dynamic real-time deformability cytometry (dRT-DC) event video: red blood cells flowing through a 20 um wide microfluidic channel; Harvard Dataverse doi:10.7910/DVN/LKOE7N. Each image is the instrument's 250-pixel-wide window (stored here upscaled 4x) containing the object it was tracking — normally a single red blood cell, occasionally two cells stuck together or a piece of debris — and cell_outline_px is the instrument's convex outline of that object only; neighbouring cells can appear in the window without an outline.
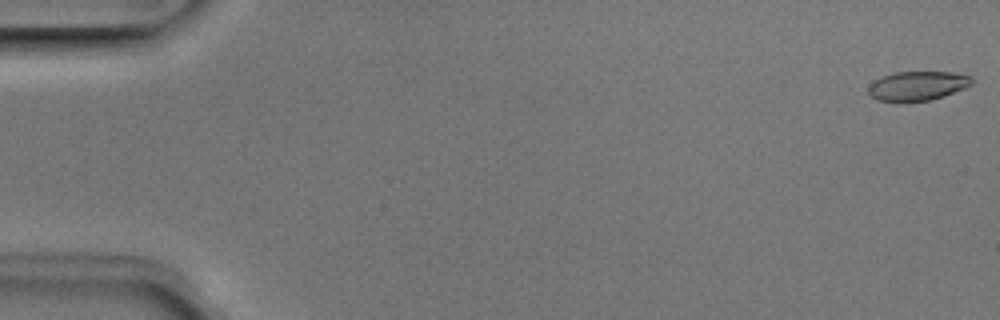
{"species": "Egyptian fruit bat (a non-hibernating species)", "species_latin": "Rousettus aegyptiacus", "temperature_condition": "room temperature", "stored_images_in_passage": 12, "camera_frame_rate_fps": 3000, "um_per_image_px": 0.085, "animal": {"sex": "male"}, "frame": {"image": 1, "passage_image": 1, "time_ms": 0.0, "image_size_px": [1000, 320], "cell_outline_px": [[972, 84], [964, 88], [928, 100], [876, 100], [868, 92], [868, 84], [892, 72], [952, 72], [972, 76]], "centroid_in_image_um": [77.98, 7.26], "position_along_channel_um": 7.0, "area_um2": 17.11}}